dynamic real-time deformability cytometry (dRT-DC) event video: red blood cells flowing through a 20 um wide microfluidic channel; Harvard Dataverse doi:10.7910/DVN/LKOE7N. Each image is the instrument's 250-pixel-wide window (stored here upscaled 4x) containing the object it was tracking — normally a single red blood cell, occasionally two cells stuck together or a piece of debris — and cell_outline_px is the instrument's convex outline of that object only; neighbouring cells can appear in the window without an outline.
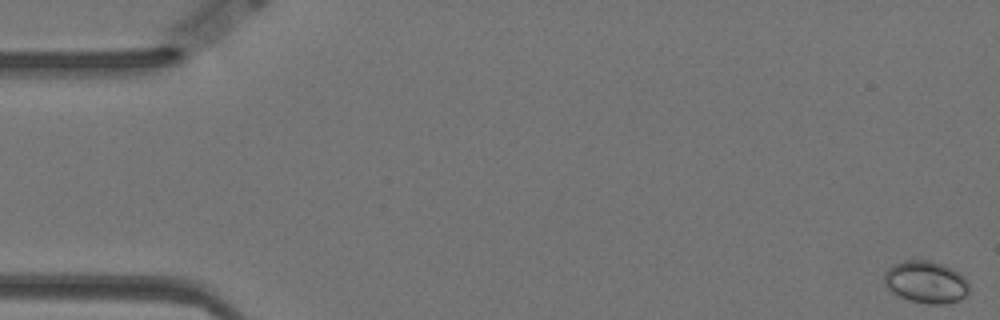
{"species": "Egyptian fruit bat (a non-hibernating species)", "species_latin": "Rousettus aegyptiacus", "temperature_condition": "warm", "stored_images_in_passage": 59, "camera_frame_rate_fps": 3000, "um_per_image_px": 0.085, "animal": {"sex": "female"}, "frame": {"image": 1, "passage_image": 1, "time_ms": 0.0, "image_size_px": [1000, 320], "cell_outline_px": [[968, 296], [960, 300], [944, 304], [928, 304], [908, 300], [892, 292], [884, 284], [884, 272], [892, 264], [904, 260], [928, 260], [944, 264], [960, 272], [968, 280]], "centroid_in_image_um": [78.72, 23.97], "position_along_channel_um": 6.3, "area_um2": 21.27}}
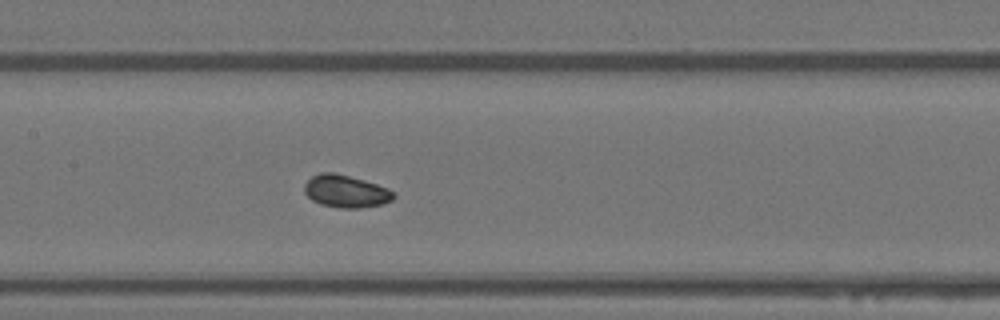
{"frame": {"image": 2, "passage_image": 28, "time_ms": 9.0, "image_size_px": [1000, 320], "cell_outline_px": [[396, 196], [392, 200], [384, 204], [360, 208], [340, 208], [320, 204], [312, 200], [304, 192], [304, 184], [312, 176], [320, 172], [332, 172], [364, 180], [388, 188]], "centroid_in_image_um": [29.39, 16.27], "position_along_channel_um": 178.0, "area_um2": 16.88}}
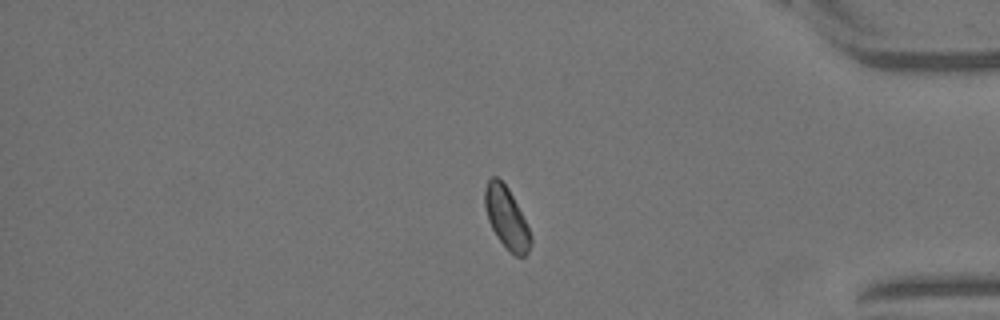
{"frame": {"image": 3, "passage_image": 49, "time_ms": 16.0, "image_size_px": [1000, 320], "cell_outline_px": [[532, 244], [528, 252], [524, 256], [516, 256], [496, 236], [488, 220], [484, 208], [484, 188], [488, 180], [492, 176], [496, 176], [508, 188], [532, 236]], "centroid_in_image_um": [43.03, 18.5], "position_along_channel_um": 392.2, "area_um2": 16.13}, "authors_computed_cell_mechanics": {"area_um2": 16.8198, "velocity_mm_per_s": 3.4764, "shape_relaxation_time_tau1_ms": null, "shape_relaxation_time_tau2_ms": 3.7356, "deformation_change_tau1": null, "deformation_change_tau2": 0.0721}}